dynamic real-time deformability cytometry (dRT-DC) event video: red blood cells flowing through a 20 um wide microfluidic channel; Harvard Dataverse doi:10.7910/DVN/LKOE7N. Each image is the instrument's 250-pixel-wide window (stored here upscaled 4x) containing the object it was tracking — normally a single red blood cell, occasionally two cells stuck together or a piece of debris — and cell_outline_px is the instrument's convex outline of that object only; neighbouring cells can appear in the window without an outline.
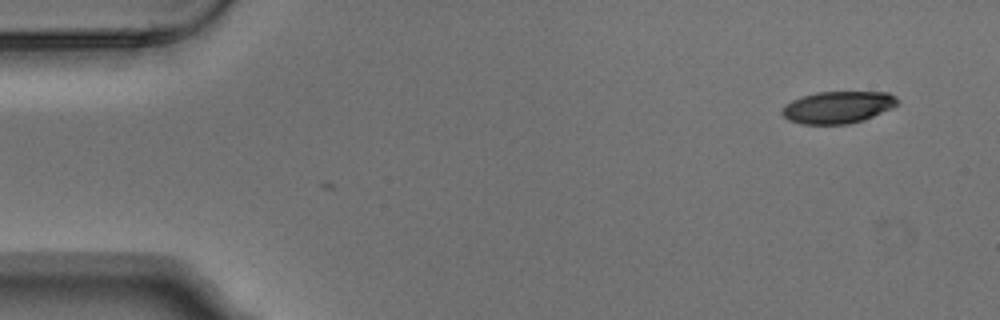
{"species": "Egyptian fruit bat (a non-hibernating species)", "species_latin": "Rousettus aegyptiacus", "temperature_condition": "warm", "stored_images_in_passage": 6, "camera_frame_rate_fps": 3000, "um_per_image_px": 0.085, "animal": {"sex": "male"}, "frame": {"image": 1, "passage_image": 6, "time_ms": 1.667, "image_size_px": [1000, 320], "cell_outline_px": [[900, 104], [892, 108], [864, 120], [848, 124], [804, 124], [788, 120], [780, 112], [792, 100], [816, 92], [888, 92], [896, 96], [900, 100]], "centroid_in_image_um": [71.28, 9.11], "position_along_channel_um": 13.7, "area_um2": 21.56}}